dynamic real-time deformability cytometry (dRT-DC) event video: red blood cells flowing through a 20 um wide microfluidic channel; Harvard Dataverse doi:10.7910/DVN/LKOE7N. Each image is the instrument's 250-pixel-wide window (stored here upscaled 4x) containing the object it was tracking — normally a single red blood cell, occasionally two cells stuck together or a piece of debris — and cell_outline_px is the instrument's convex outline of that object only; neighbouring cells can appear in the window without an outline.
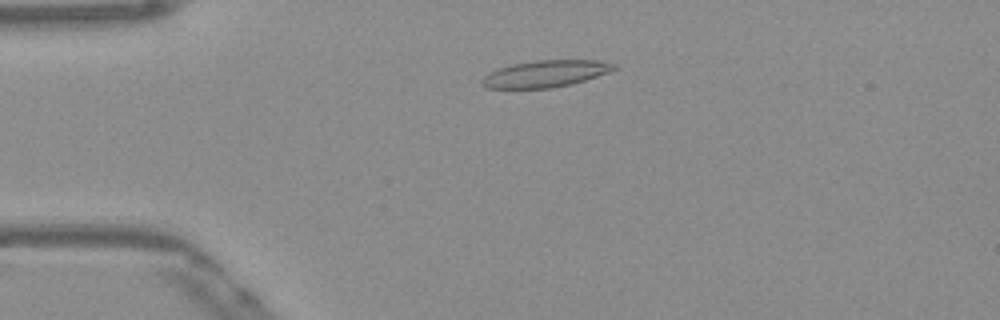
{"species": "Egyptian fruit bat (a non-hibernating species)", "species_latin": "Rousettus aegyptiacus", "temperature_condition": "warm", "stored_images_in_passage": 51, "camera_frame_rate_fps": 3000, "um_per_image_px": 0.085, "frame": {"image": 1, "passage_image": 11, "time_ms": 3.333, "image_size_px": [1000, 320], "cell_outline_px": [[620, 68], [572, 84], [552, 88], [488, 88], [480, 84], [480, 80], [488, 72], [512, 64], [536, 60], [596, 60], [616, 64]], "centroid_in_image_um": [46.36, 6.27], "position_along_channel_um": 38.6, "area_um2": 20.63}}
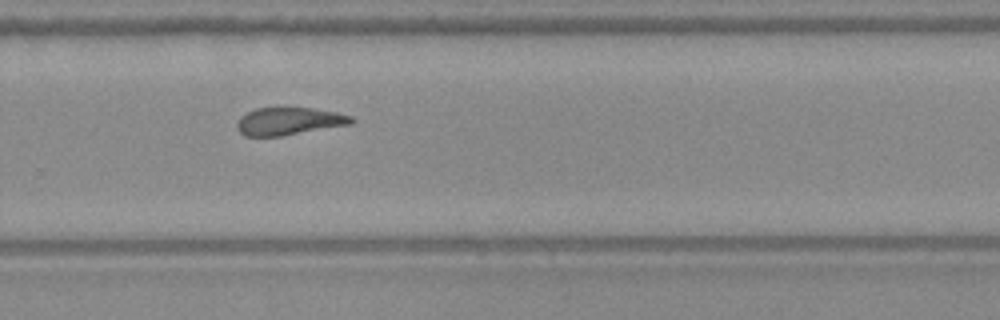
{"frame": {"image": 2, "passage_image": 34, "time_ms": 11.0, "image_size_px": [1000, 320], "cell_outline_px": [[356, 120], [352, 124], [280, 136], [244, 136], [236, 128], [236, 124], [240, 116], [256, 108], [312, 108], [336, 112], [352, 116]], "centroid_in_image_um": [24.57, 10.3], "position_along_channel_um": 305.2, "area_um2": 18.38}}
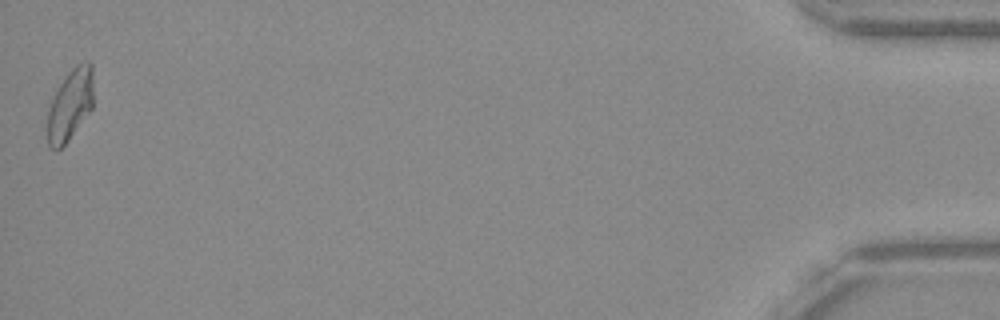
{"frame": {"image": 3, "passage_image": 51, "time_ms": 16.667, "image_size_px": [1000, 320], "cell_outline_px": [[92, 108], [68, 140], [56, 152], [48, 144], [48, 108], [52, 96], [68, 72], [76, 64], [88, 60], [92, 64]], "centroid_in_image_um": [5.95, 8.88], "position_along_channel_um": 429.2, "area_um2": 18.96}, "authors_computed_cell_mechanics": {"area_um2": 19.652, "velocity_mm_per_s": 3.8748, "shape_relaxation_time_tau1_ms": null, "shape_relaxation_time_tau2_ms": 3.4792, "deformation_change_tau1": null, "deformation_change_tau2": 0.137}}